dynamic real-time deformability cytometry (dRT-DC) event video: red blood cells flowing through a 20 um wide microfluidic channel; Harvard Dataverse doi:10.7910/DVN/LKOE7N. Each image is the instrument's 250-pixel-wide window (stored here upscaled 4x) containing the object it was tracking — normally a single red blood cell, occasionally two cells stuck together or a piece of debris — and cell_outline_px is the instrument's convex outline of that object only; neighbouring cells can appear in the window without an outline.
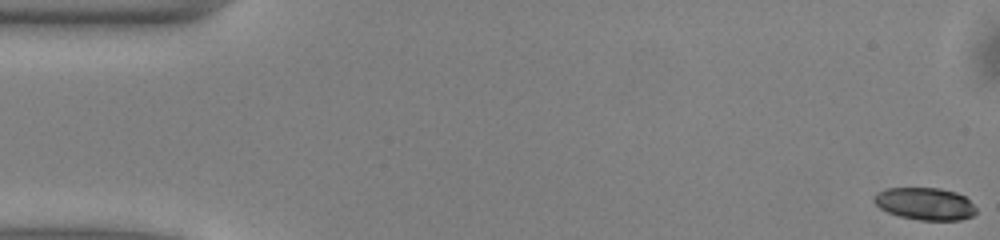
{"species": "common noctule bat (a hibernating species)", "species_latin": "Nyctalus noctula", "temperature_condition": "warm", "stored_images_in_passage": 51, "camera_frame_rate_fps": 3000, "um_per_image_px": 0.085, "animal": {"sex": "male", "body_mass_g": 13.0, "forearm_length_mm": 53.1}, "frame": {"image": 1, "passage_image": 1, "time_ms": 0.0, "image_size_px": [1000, 240], "cell_outline_px": [[976, 212], [972, 216], [960, 220], [920, 220], [900, 216], [888, 212], [880, 208], [872, 200], [880, 192], [888, 188], [940, 188], [956, 192], [964, 196], [976, 208]], "centroid_in_image_um": [78.65, 17.32], "position_along_channel_um": 6.4, "area_um2": 19.02}}
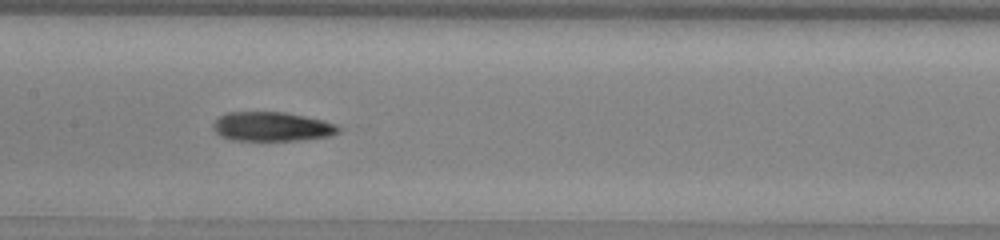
{"frame": {"image": 2, "passage_image": 25, "time_ms": 8.0, "image_size_px": [1000, 240], "cell_outline_px": [[340, 132], [332, 136], [304, 140], [228, 140], [220, 136], [212, 128], [212, 124], [220, 116], [228, 112], [284, 112], [324, 120], [336, 124], [340, 128]], "centroid_in_image_um": [23.13, 10.77], "position_along_channel_um": 184.3, "area_um2": 21.56}}
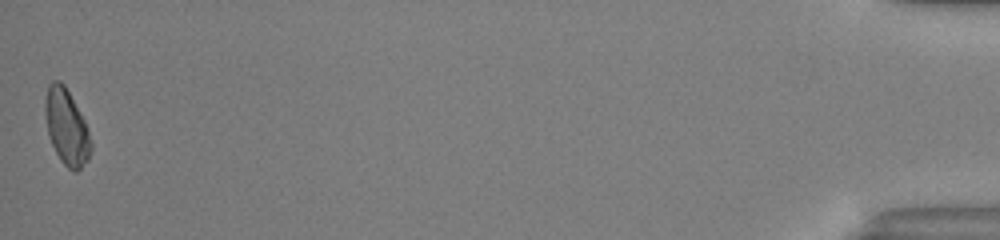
{"frame": {"image": 3, "passage_image": 51, "time_ms": 16.667, "image_size_px": [1000, 240], "cell_outline_px": [[92, 148], [88, 160], [76, 172], [72, 172], [60, 160], [52, 144], [48, 132], [44, 108], [44, 104], [48, 84], [52, 80], [60, 80], [64, 84], [84, 120], [92, 144]], "centroid_in_image_um": [5.65, 10.8], "position_along_channel_um": 429.5, "area_um2": 20.0}, "authors_computed_cell_mechanics": {"area_um2": 20.6346, "velocity_mm_per_s": 4.0253, "shape_relaxation_time_tau1_ms": 3.412, "shape_relaxation_time_tau2_ms": 4.2164, "deformation_change_tau1": 0.1356, "deformation_change_tau2": 0.1621}}